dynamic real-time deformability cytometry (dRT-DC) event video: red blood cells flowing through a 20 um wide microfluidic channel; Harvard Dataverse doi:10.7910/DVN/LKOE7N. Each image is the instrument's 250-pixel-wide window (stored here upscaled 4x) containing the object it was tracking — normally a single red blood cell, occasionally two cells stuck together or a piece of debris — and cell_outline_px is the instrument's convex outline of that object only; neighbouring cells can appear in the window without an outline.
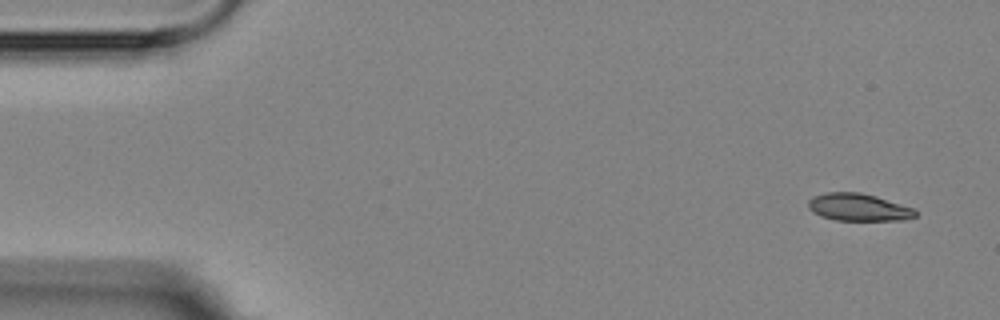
{"species": "Egyptian fruit bat (a non-hibernating species)", "species_latin": "Rousettus aegyptiacus", "temperature_condition": "room temperature", "stored_images_in_passage": 6, "camera_frame_rate_fps": 3000, "um_per_image_px": 0.085, "animal": {"sex": "female"}, "frame": {"image": 1, "passage_image": 1, "time_ms": 0.0, "image_size_px": [1000, 320], "cell_outline_px": [[916, 216], [904, 220], [836, 220], [820, 216], [812, 212], [808, 208], [808, 200], [812, 196], [824, 192], [860, 192], [876, 196], [912, 208], [916, 212]], "centroid_in_image_um": [72.9, 17.61], "position_along_channel_um": 12.1, "area_um2": 17.11}}
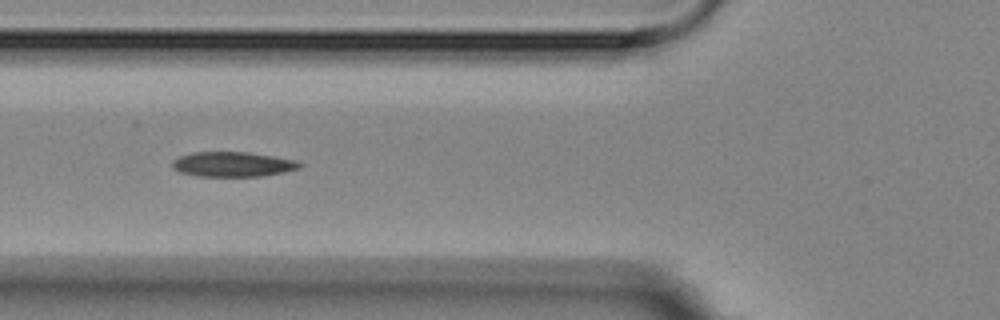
{"frame": {"image": 2, "passage_image": 5, "time_ms": 5.667, "image_size_px": [1000, 320], "cell_outline_px": [[304, 164], [300, 168], [284, 172], [264, 176], [196, 176], [180, 172], [172, 168], [172, 160], [180, 156], [192, 152], [248, 152], [296, 160]], "centroid_in_image_um": [19.78, 13.96], "position_along_channel_um": 106.0, "area_um2": 18.55}}
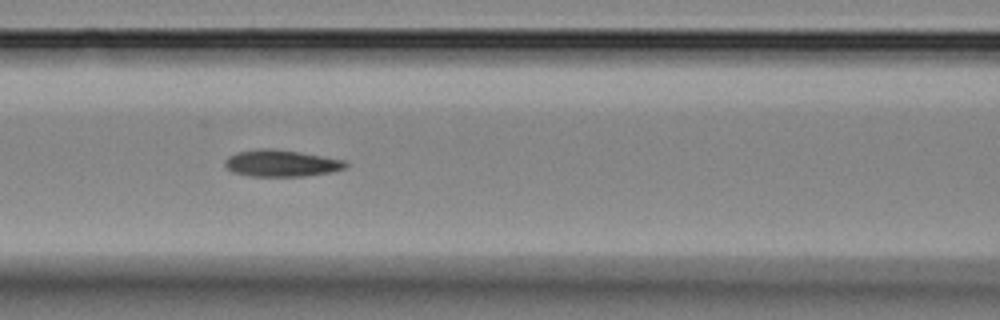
{"frame": {"image": 3, "passage_image": 6, "time_ms": 6.667, "image_size_px": [1000, 320], "cell_outline_px": [[348, 164], [344, 168], [328, 172], [304, 176], [252, 176], [232, 172], [224, 164], [224, 160], [228, 156], [236, 152], [256, 148], [276, 148], [300, 152], [344, 160]], "centroid_in_image_um": [23.85, 13.86], "position_along_channel_um": 142.8, "area_um2": 18.79}}